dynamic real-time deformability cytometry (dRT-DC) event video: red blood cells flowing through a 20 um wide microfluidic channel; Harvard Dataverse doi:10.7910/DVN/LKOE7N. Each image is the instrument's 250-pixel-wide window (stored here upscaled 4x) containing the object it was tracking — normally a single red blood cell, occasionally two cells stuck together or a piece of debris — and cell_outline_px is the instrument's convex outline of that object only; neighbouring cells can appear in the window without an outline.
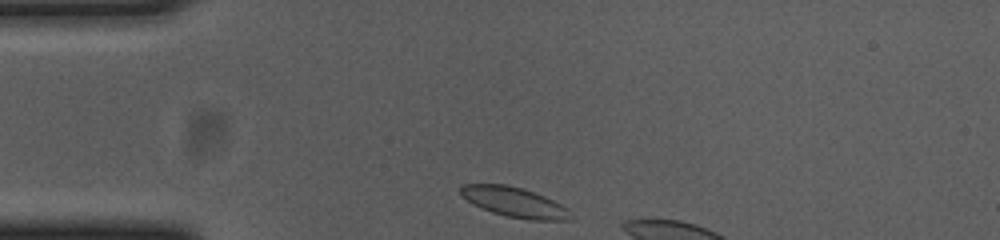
{"species": "common noctule bat (a hibernating species)", "species_latin": "Nyctalus noctula", "temperature_condition": "cold", "stored_images_in_passage": 5, "camera_frame_rate_fps": 3000, "um_per_image_px": 0.085, "animal": {"sex": "female", "body_mass_g": 23.0, "forearm_length_mm": 53.4}, "frame": {"image": 1, "passage_image": 1, "time_ms": 0.0, "image_size_px": [1000, 240], "cell_outline_px": [[572, 212], [568, 220], [528, 220], [508, 216], [492, 212], [480, 208], [472, 204], [460, 192], [460, 184], [504, 184], [524, 188], [544, 196], [568, 208]], "centroid_in_image_um": [43.72, 17.18], "position_along_channel_um": 41.3, "area_um2": 19.13}}